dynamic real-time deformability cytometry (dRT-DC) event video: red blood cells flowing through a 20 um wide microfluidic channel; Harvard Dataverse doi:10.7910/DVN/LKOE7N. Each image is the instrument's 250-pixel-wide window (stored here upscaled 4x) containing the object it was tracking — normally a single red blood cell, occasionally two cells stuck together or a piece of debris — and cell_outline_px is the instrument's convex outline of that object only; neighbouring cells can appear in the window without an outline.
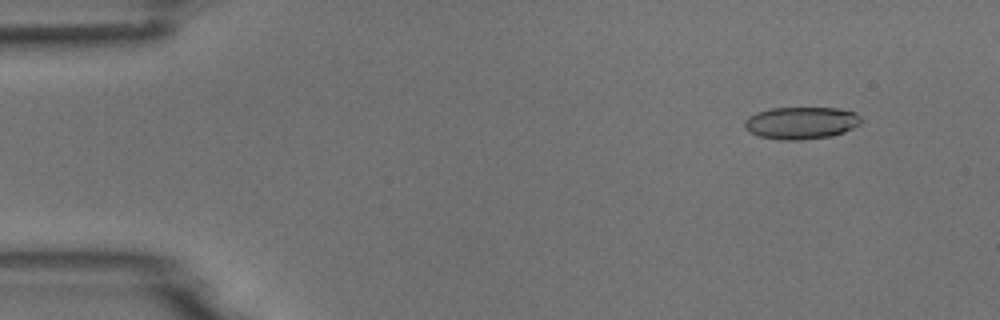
{"species": "common noctule bat (a hibernating species)", "species_latin": "Nyctalus noctula", "temperature_condition": "room temperature", "stored_images_in_passage": 4, "camera_frame_rate_fps": 3000, "um_per_image_px": 0.085, "animal": {"sex": "male", "body_mass_g": 18.8}, "frame": {"image": 1, "passage_image": 2, "time_ms": 0.333, "image_size_px": [1000, 320], "cell_outline_px": [[864, 120], [860, 124], [844, 132], [832, 136], [800, 140], [780, 140], [756, 136], [748, 132], [744, 128], [744, 120], [748, 116], [756, 112], [772, 108], [836, 108], [856, 112]], "centroid_in_image_um": [68.07, 10.45], "position_along_channel_um": 16.9, "area_um2": 22.25}}